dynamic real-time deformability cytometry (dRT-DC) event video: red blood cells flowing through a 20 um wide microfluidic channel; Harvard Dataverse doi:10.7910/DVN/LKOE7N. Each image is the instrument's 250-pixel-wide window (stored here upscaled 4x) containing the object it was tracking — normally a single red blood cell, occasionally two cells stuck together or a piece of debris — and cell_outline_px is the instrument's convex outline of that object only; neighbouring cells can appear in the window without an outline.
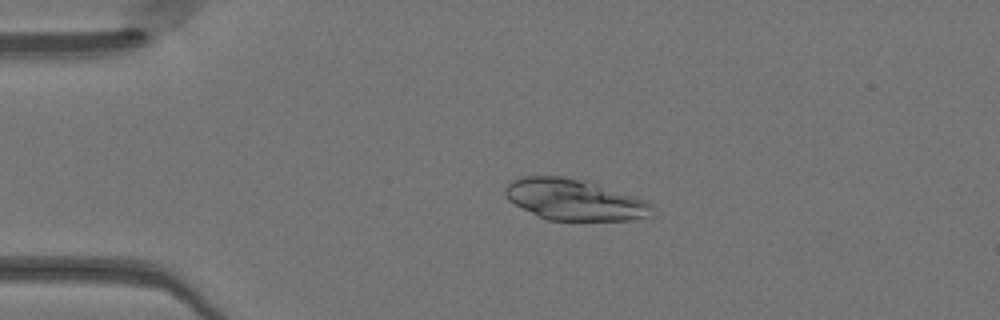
{"species": "Egyptian fruit bat (a non-hibernating species)", "species_latin": "Rousettus aegyptiacus", "temperature_condition": "warm", "stored_images_in_passage": 49, "camera_frame_rate_fps": 3000, "um_per_image_px": 0.085, "animal": {"sex": "female"}, "frame": {"image": 1, "passage_image": 11, "time_ms": 3.333, "image_size_px": [1000, 320], "cell_outline_px": [[656, 208], [652, 216], [632, 220], [548, 220], [508, 200], [504, 192], [504, 188], [512, 180], [524, 176], [560, 176], [584, 180], [648, 200]], "centroid_in_image_um": [48.89, 16.97], "position_along_channel_um": 36.1, "area_um2": 35.14}}